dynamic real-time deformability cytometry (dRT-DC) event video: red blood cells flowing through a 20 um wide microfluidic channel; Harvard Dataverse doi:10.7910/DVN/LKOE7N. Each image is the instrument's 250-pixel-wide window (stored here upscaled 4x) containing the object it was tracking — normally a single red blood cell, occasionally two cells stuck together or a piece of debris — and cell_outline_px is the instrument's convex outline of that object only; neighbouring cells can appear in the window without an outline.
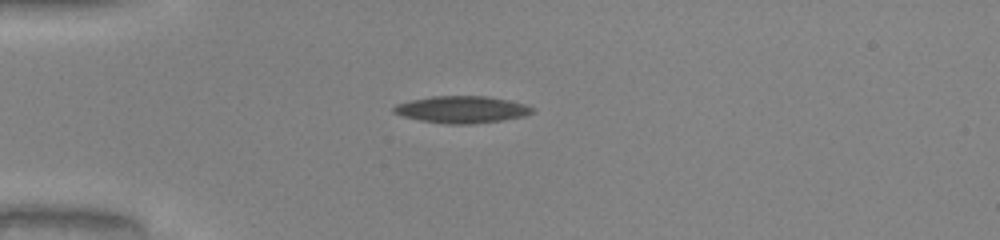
{"species": "common noctule bat (a hibernating species)", "species_latin": "Nyctalus noctula", "temperature_condition": "warm", "stored_images_in_passage": 26, "camera_frame_rate_fps": 3000, "um_per_image_px": 0.085, "animal": {"sex": "male", "body_mass_g": 20.0, "forearm_length_mm": 53.3}, "frame": {"image": 1, "passage_image": 1, "time_ms": 0.0, "image_size_px": [1000, 240], "cell_outline_px": [[536, 112], [524, 116], [500, 120], [468, 124], [448, 124], [420, 120], [404, 116], [392, 112], [392, 108], [396, 104], [412, 100], [432, 96], [484, 96], [508, 100], [524, 104], [532, 108]], "centroid_in_image_um": [39.24, 9.3], "position_along_channel_um": 45.8, "area_um2": 21.5}}
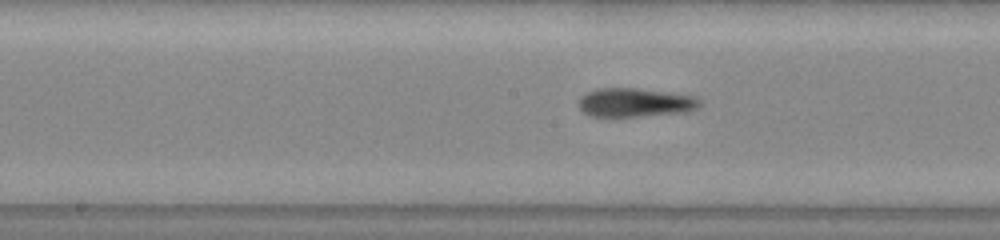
{"frame": {"image": 2, "passage_image": 14, "time_ms": 4.333, "image_size_px": [1000, 240], "cell_outline_px": [[700, 104], [696, 108], [688, 112], [636, 116], [592, 116], [584, 112], [580, 108], [580, 96], [596, 88], [636, 88], [668, 92], [696, 96], [700, 100]], "centroid_in_image_um": [54.0, 8.7], "position_along_channel_um": 194.2, "area_um2": 20.17}}
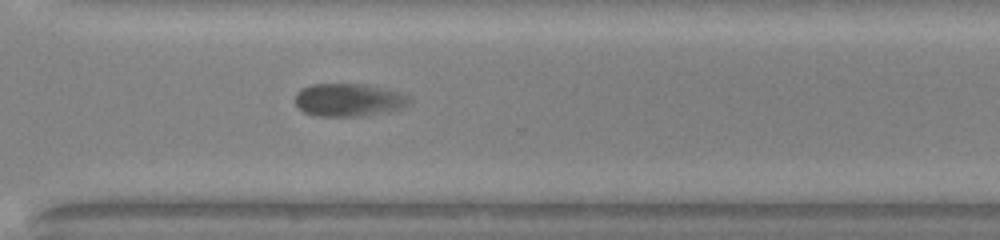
{"frame": {"image": 3, "passage_image": 25, "time_ms": 8.0, "image_size_px": [1000, 240], "cell_outline_px": [[412, 104], [408, 108], [388, 112], [360, 116], [316, 116], [304, 112], [296, 104], [296, 92], [300, 88], [312, 84], [364, 84], [384, 88], [400, 92], [408, 96], [412, 100]], "centroid_in_image_um": [29.71, 8.5], "position_along_channel_um": 340.9, "area_um2": 22.31}}